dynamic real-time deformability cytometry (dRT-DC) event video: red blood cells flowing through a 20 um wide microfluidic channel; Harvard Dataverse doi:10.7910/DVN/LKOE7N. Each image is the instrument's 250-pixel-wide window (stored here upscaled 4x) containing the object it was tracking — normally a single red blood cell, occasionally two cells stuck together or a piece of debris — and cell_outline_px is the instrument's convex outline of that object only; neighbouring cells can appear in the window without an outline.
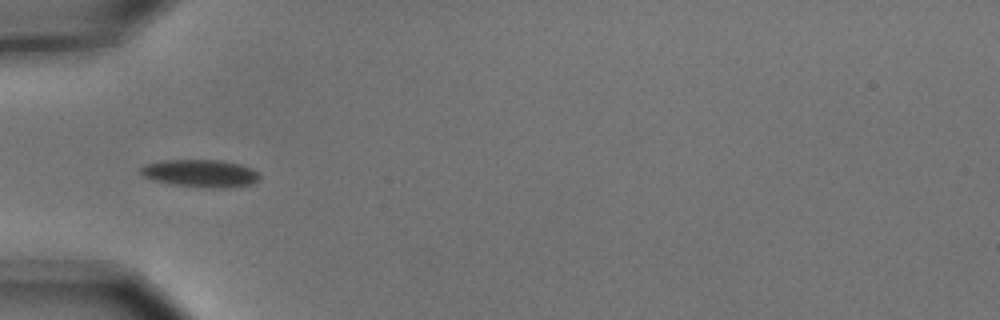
{"species": "common noctule bat (a hibernating species)", "species_latin": "Nyctalus noctula", "temperature_condition": "cold", "stored_images_in_passage": 8, "camera_frame_rate_fps": 3000, "um_per_image_px": 0.085, "animal": {"sex": "male", "body_mass_g": 15.6}, "frame": {"image": 1, "passage_image": 6, "time_ms": 1.667, "image_size_px": [1000, 320], "cell_outline_px": [[260, 180], [252, 184], [232, 188], [208, 188], [168, 184], [152, 180], [144, 176], [140, 172], [140, 168], [144, 164], [160, 160], [220, 160], [240, 164], [252, 168], [260, 176]], "centroid_in_image_um": [17.04, 14.74], "position_along_channel_um": 68.0, "area_um2": 19.48}}
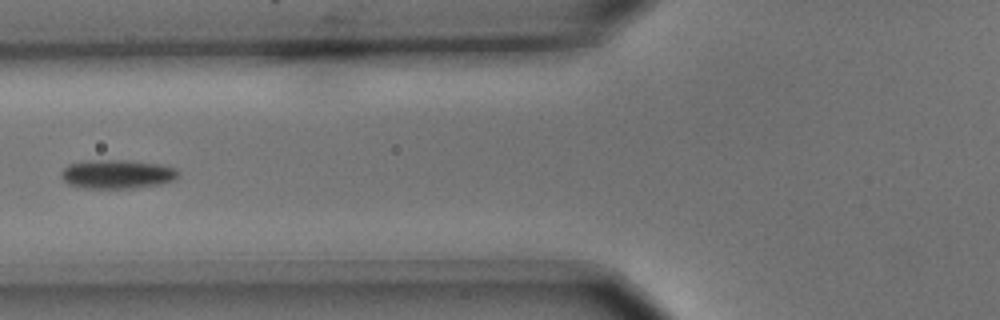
{"frame": {"image": 2, "passage_image": 7, "time_ms": 2.0, "image_size_px": [1000, 320], "cell_outline_px": [[180, 176], [172, 180], [160, 184], [132, 188], [84, 188], [68, 184], [60, 176], [60, 172], [68, 164], [84, 160], [128, 160], [160, 164], [176, 168], [180, 172]], "centroid_in_image_um": [9.95, 14.79], "position_along_channel_um": 115.9, "area_um2": 19.94}}
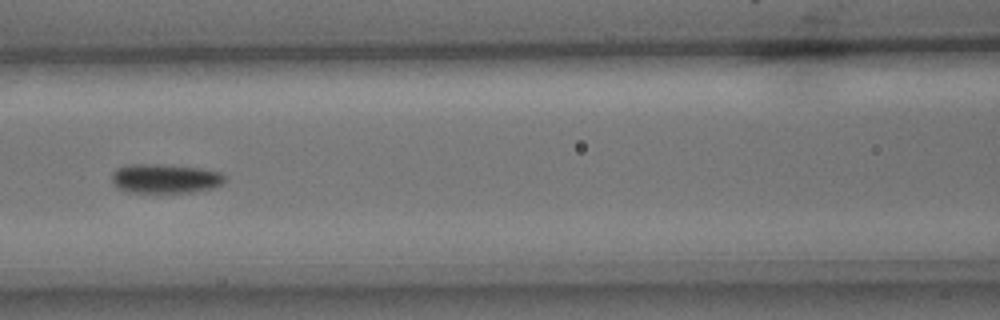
{"frame": {"image": 3, "passage_image": 8, "time_ms": 2.333, "image_size_px": [1000, 320], "cell_outline_px": [[224, 184], [212, 188], [192, 192], [128, 192], [120, 188], [112, 180], [112, 172], [116, 168], [128, 164], [156, 164], [200, 168], [220, 172], [224, 176]], "centroid_in_image_um": [14.04, 15.17], "position_along_channel_um": 152.6, "area_um2": 19.13}}